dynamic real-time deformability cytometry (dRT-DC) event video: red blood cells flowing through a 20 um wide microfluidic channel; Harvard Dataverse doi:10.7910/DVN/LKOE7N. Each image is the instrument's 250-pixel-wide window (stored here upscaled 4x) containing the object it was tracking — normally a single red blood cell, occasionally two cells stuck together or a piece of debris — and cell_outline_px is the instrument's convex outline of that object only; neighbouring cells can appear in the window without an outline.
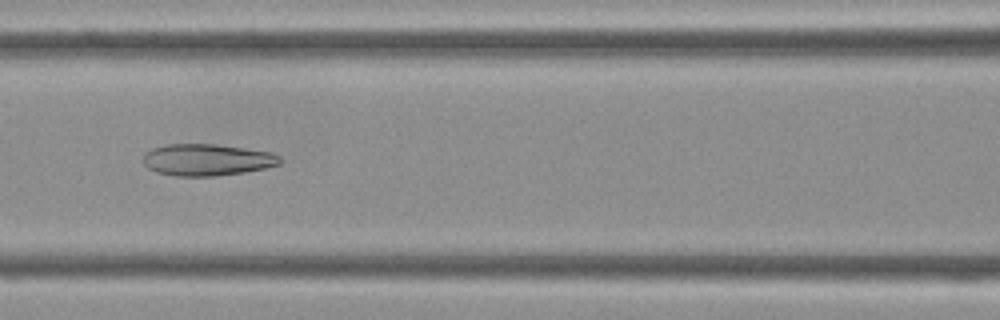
{"species": "Egyptian fruit bat (a non-hibernating species)", "species_latin": "Rousettus aegyptiacus", "temperature_condition": "cold", "stored_images_in_passage": 33, "camera_frame_rate_fps": 3000, "um_per_image_px": 0.085, "frame": {"image": 1, "passage_image": 8, "time_ms": 2.333, "image_size_px": [1000, 320], "cell_outline_px": [[284, 160], [280, 164], [264, 168], [244, 172], [216, 176], [176, 176], [156, 172], [148, 168], [144, 164], [144, 152], [152, 148], [168, 144], [216, 144], [272, 152], [280, 156]], "centroid_in_image_um": [17.61, 13.58], "position_along_channel_um": 149.0, "area_um2": 25.43}}
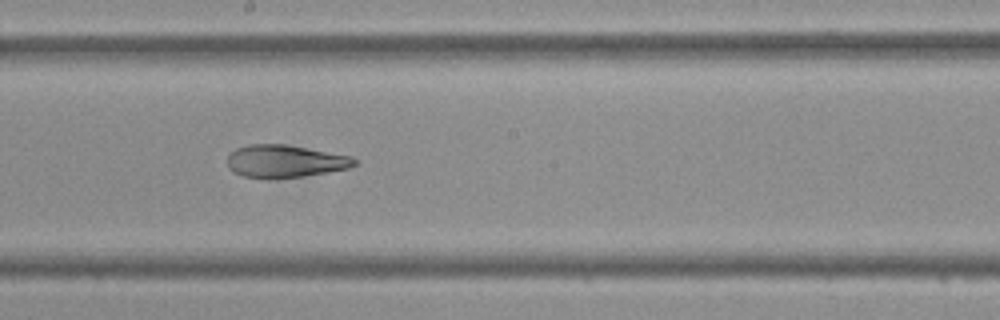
{"frame": {"image": 2, "passage_image": 13, "time_ms": 4.0, "image_size_px": [1000, 320], "cell_outline_px": [[356, 164], [348, 168], [328, 172], [304, 176], [244, 176], [232, 172], [228, 168], [228, 156], [236, 148], [248, 144], [284, 144], [352, 156], [356, 160]], "centroid_in_image_um": [24.23, 13.67], "position_along_channel_um": 224.0, "area_um2": 23.47}}
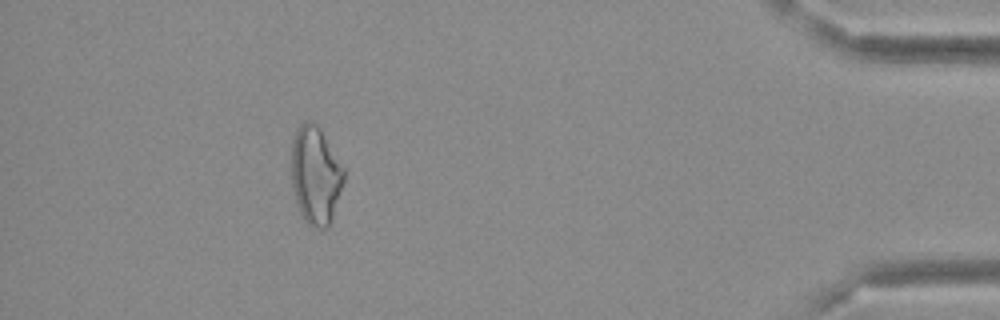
{"frame": {"image": 3, "passage_image": 29, "time_ms": 9.333, "image_size_px": [1000, 320], "cell_outline_px": [[344, 180], [328, 228], [316, 228], [308, 224], [304, 220], [296, 204], [292, 188], [292, 140], [296, 128], [304, 120], [312, 120], [316, 124], [344, 168]], "centroid_in_image_um": [26.79, 14.89], "position_along_channel_um": 408.4, "area_um2": 29.71}}